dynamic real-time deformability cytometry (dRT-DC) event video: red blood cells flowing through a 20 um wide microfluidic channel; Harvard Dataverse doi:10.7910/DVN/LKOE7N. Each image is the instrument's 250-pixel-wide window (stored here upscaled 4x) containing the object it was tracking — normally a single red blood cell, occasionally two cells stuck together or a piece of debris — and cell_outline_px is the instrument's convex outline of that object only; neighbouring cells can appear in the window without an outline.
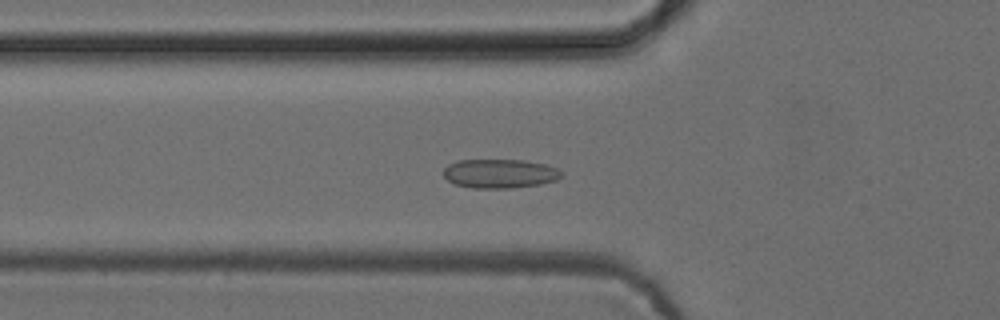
{"species": "common noctule bat (a hibernating species)", "species_latin": "Nyctalus noctula", "temperature_condition": "cold", "stored_images_in_passage": 53, "camera_frame_rate_fps": 3000, "um_per_image_px": 0.085, "animal": {"sex": "female", "body_mass_g": 24.6, "forearm_length_mm": 56.2}, "frame": {"image": 1, "passage_image": 19, "time_ms": 6.0, "image_size_px": [1000, 320], "cell_outline_px": [[564, 176], [556, 180], [540, 184], [512, 188], [472, 188], [456, 184], [448, 180], [444, 176], [444, 168], [448, 164], [456, 160], [524, 160], [544, 164], [560, 168], [564, 172]], "centroid_in_image_um": [42.53, 14.75], "position_along_channel_um": 83.3, "area_um2": 20.17}}
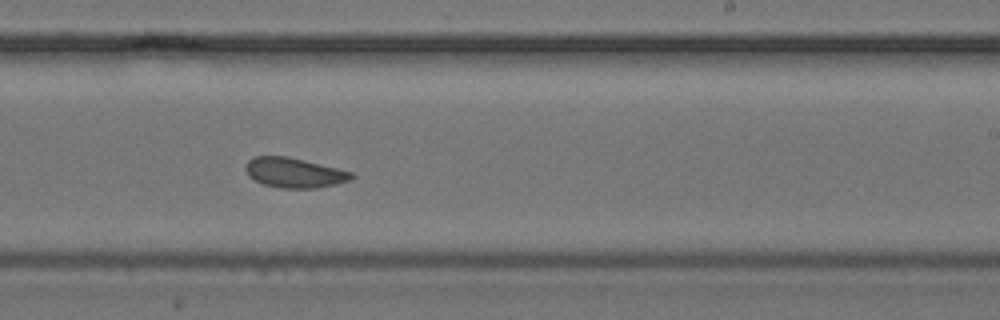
{"frame": {"image": 2, "passage_image": 33, "time_ms": 10.667, "image_size_px": [1000, 320], "cell_outline_px": [[356, 176], [348, 180], [336, 184], [316, 188], [280, 188], [264, 184], [248, 176], [244, 168], [248, 160], [252, 156], [288, 156], [352, 172]], "centroid_in_image_um": [24.98, 14.67], "position_along_channel_um": 264.0, "area_um2": 18.38}}
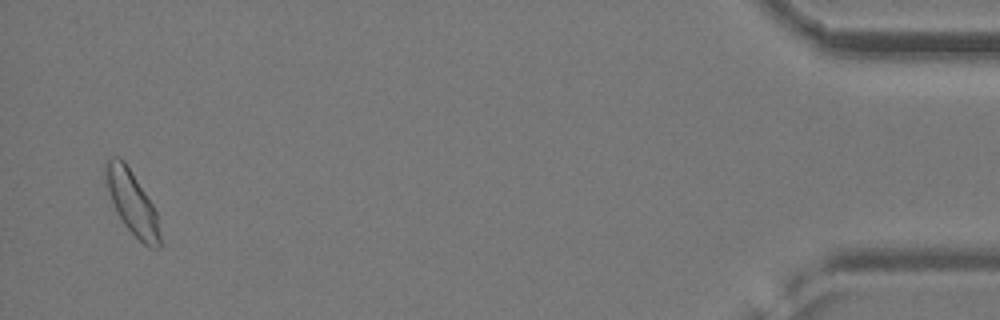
{"frame": {"image": 3, "passage_image": 52, "time_ms": 17.0, "image_size_px": [1000, 320], "cell_outline_px": [[160, 248], [148, 248], [124, 224], [116, 212], [108, 188], [104, 172], [104, 168], [108, 160], [112, 156], [116, 156], [124, 160], [152, 204], [156, 212], [160, 236]], "centroid_in_image_um": [11.22, 17.22], "position_along_channel_um": 424.0, "area_um2": 19.54}, "authors_computed_cell_mechanics": {"area_um2": 19.1896, "velocity_mm_per_s": 3.8599, "shape_relaxation_time_tau1_ms": 7.1579, "shape_relaxation_time_tau2_ms": 1.8314, "deformation_change_tau1": 0.0956, "deformation_change_tau2": 0.0436}}